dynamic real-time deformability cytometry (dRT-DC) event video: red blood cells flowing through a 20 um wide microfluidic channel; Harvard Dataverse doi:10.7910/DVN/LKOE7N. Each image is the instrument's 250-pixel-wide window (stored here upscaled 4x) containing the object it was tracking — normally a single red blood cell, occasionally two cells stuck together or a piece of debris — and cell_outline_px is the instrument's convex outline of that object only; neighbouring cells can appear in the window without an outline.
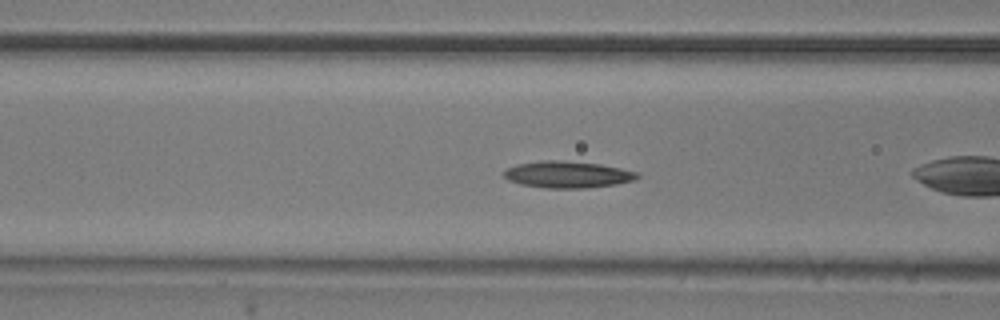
{"species": "common noctule bat (a hibernating species)", "species_latin": "Nyctalus noctula", "temperature_condition": "room temperature", "stored_images_in_passage": 37, "camera_frame_rate_fps": 3000, "um_per_image_px": 0.085, "animal": {"sex": "male", "body_mass_g": 20.5, "forearm_length_mm": 52.5}, "frame": {"image": 1, "passage_image": 6, "time_ms": 1.667, "image_size_px": [1000, 320], "cell_outline_px": [[640, 176], [636, 180], [616, 184], [588, 188], [544, 188], [520, 184], [508, 180], [500, 172], [516, 164], [544, 160], [564, 160], [600, 164], [640, 172]], "centroid_in_image_um": [48.25, 14.83], "position_along_channel_um": 118.4, "area_um2": 21.04}}